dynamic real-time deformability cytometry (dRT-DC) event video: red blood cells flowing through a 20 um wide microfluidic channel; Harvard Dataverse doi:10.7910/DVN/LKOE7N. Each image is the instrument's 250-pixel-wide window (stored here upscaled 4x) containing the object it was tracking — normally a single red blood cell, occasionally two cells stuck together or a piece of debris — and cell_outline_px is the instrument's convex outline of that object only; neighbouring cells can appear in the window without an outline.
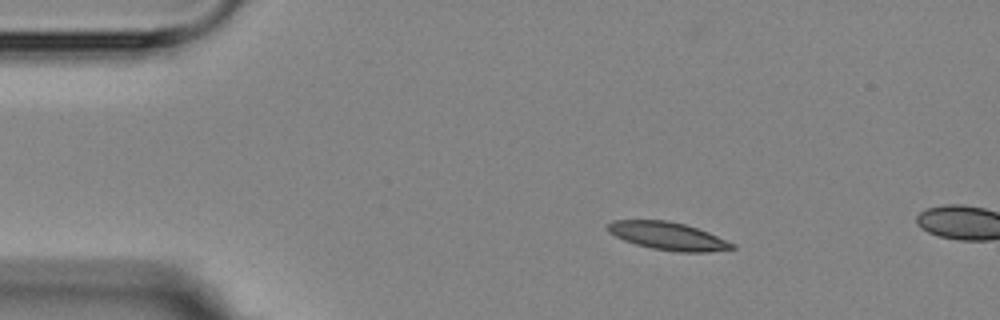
{"species": "Egyptian fruit bat (a non-hibernating species)", "species_latin": "Rousettus aegyptiacus", "temperature_condition": "room temperature", "stored_images_in_passage": 3, "camera_frame_rate_fps": 3000, "um_per_image_px": 0.085, "animal": {"sex": "female"}, "frame": {"image": 1, "passage_image": 2, "time_ms": 1.0, "image_size_px": [1000, 320], "cell_outline_px": [[736, 248], [708, 252], [680, 252], [652, 248], [636, 244], [624, 240], [608, 232], [608, 224], [612, 220], [668, 220], [684, 224], [708, 232], [736, 244]], "centroid_in_image_um": [56.79, 20.06], "position_along_channel_um": 28.2, "area_um2": 20.06}}